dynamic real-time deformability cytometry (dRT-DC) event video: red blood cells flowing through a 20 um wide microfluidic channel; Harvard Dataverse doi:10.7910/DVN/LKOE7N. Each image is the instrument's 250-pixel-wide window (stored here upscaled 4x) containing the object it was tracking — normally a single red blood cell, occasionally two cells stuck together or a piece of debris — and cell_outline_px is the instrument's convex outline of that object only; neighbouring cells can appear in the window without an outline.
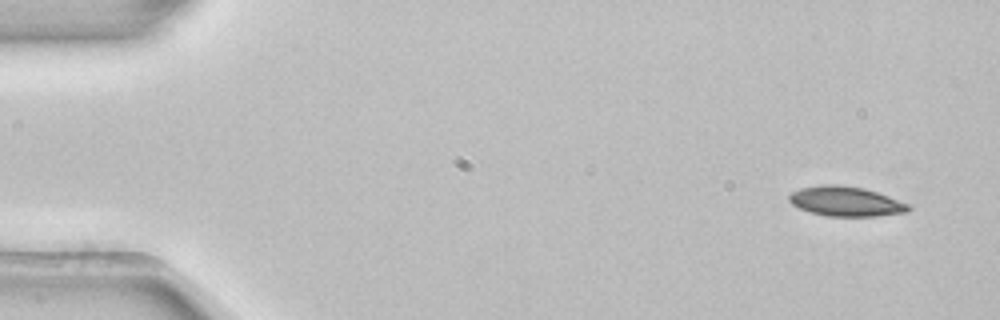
{"species": "common noctule bat (a hibernating species)", "species_latin": "Nyctalus noctula", "temperature_condition": "room temperature", "stored_images_in_passage": 4, "camera_frame_rate_fps": 3000, "um_per_image_px": 0.085, "animal": {"sex": "female", "body_mass_g": 22.7, "forearm_length_mm": 54.2}, "frame": {"image": 1, "passage_image": 1, "time_ms": 0.0, "image_size_px": [1000, 320], "cell_outline_px": [[912, 208], [908, 212], [876, 216], [828, 216], [812, 212], [800, 208], [792, 204], [788, 200], [788, 196], [792, 192], [800, 188], [820, 184], [836, 184], [864, 188], [888, 196], [908, 204]], "centroid_in_image_um": [71.88, 17.11], "position_along_channel_um": 13.1, "area_um2": 20.63}}
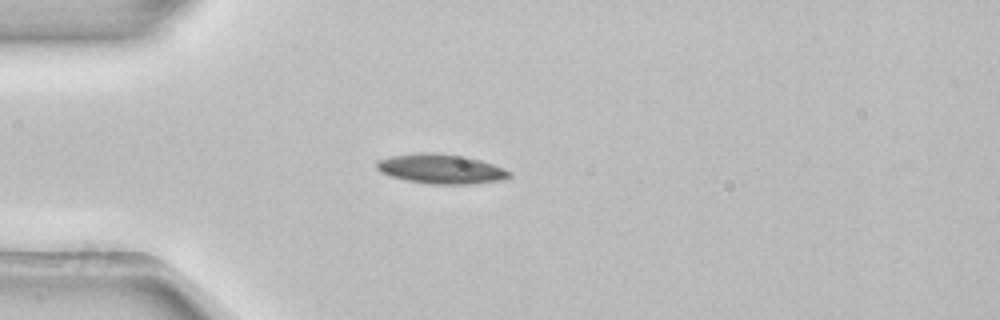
{"frame": {"image": 2, "passage_image": 4, "time_ms": 1.0, "image_size_px": [1000, 320], "cell_outline_px": [[512, 176], [504, 180], [472, 184], [432, 184], [408, 180], [392, 176], [380, 172], [376, 168], [376, 160], [392, 156], [420, 152], [432, 152], [468, 156], [504, 168], [512, 172]], "centroid_in_image_um": [37.52, 14.35], "position_along_channel_um": 47.5, "area_um2": 23.06}}